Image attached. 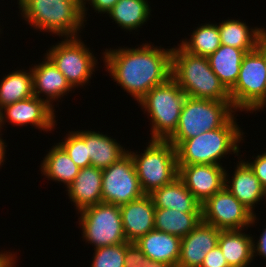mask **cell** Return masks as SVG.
Masks as SVG:
<instances>
[{"label":"cell","instance_id":"cell-2","mask_svg":"<svg viewBox=\"0 0 266 267\" xmlns=\"http://www.w3.org/2000/svg\"><path fill=\"white\" fill-rule=\"evenodd\" d=\"M171 77L186 96L231 101L229 91L211 69L207 57L192 55L179 44L172 50Z\"/></svg>","mask_w":266,"mask_h":267},{"label":"cell","instance_id":"cell-11","mask_svg":"<svg viewBox=\"0 0 266 267\" xmlns=\"http://www.w3.org/2000/svg\"><path fill=\"white\" fill-rule=\"evenodd\" d=\"M202 221L220 230L248 229L257 217L225 186L201 205Z\"/></svg>","mask_w":266,"mask_h":267},{"label":"cell","instance_id":"cell-25","mask_svg":"<svg viewBox=\"0 0 266 267\" xmlns=\"http://www.w3.org/2000/svg\"><path fill=\"white\" fill-rule=\"evenodd\" d=\"M222 45L238 49H256L266 35L265 28H249L241 20L228 19L218 25Z\"/></svg>","mask_w":266,"mask_h":267},{"label":"cell","instance_id":"cell-32","mask_svg":"<svg viewBox=\"0 0 266 267\" xmlns=\"http://www.w3.org/2000/svg\"><path fill=\"white\" fill-rule=\"evenodd\" d=\"M94 249L91 267H124L125 243Z\"/></svg>","mask_w":266,"mask_h":267},{"label":"cell","instance_id":"cell-34","mask_svg":"<svg viewBox=\"0 0 266 267\" xmlns=\"http://www.w3.org/2000/svg\"><path fill=\"white\" fill-rule=\"evenodd\" d=\"M261 186L266 190V152L257 155L255 160L248 162Z\"/></svg>","mask_w":266,"mask_h":267},{"label":"cell","instance_id":"cell-19","mask_svg":"<svg viewBox=\"0 0 266 267\" xmlns=\"http://www.w3.org/2000/svg\"><path fill=\"white\" fill-rule=\"evenodd\" d=\"M66 191L78 212L88 206L101 203L102 169L93 166L81 168Z\"/></svg>","mask_w":266,"mask_h":267},{"label":"cell","instance_id":"cell-6","mask_svg":"<svg viewBox=\"0 0 266 267\" xmlns=\"http://www.w3.org/2000/svg\"><path fill=\"white\" fill-rule=\"evenodd\" d=\"M229 95L237 111L253 112L266 107L265 36L255 50L244 55L238 79Z\"/></svg>","mask_w":266,"mask_h":267},{"label":"cell","instance_id":"cell-10","mask_svg":"<svg viewBox=\"0 0 266 267\" xmlns=\"http://www.w3.org/2000/svg\"><path fill=\"white\" fill-rule=\"evenodd\" d=\"M74 88L88 83L97 65L96 57L78 37H65L46 55Z\"/></svg>","mask_w":266,"mask_h":267},{"label":"cell","instance_id":"cell-24","mask_svg":"<svg viewBox=\"0 0 266 267\" xmlns=\"http://www.w3.org/2000/svg\"><path fill=\"white\" fill-rule=\"evenodd\" d=\"M85 143L91 159V166L102 170L116 163L128 153L115 139L99 131L85 130Z\"/></svg>","mask_w":266,"mask_h":267},{"label":"cell","instance_id":"cell-4","mask_svg":"<svg viewBox=\"0 0 266 267\" xmlns=\"http://www.w3.org/2000/svg\"><path fill=\"white\" fill-rule=\"evenodd\" d=\"M234 115L220 128L184 140L177 148L178 165L214 164L230 152L239 154L243 137Z\"/></svg>","mask_w":266,"mask_h":267},{"label":"cell","instance_id":"cell-17","mask_svg":"<svg viewBox=\"0 0 266 267\" xmlns=\"http://www.w3.org/2000/svg\"><path fill=\"white\" fill-rule=\"evenodd\" d=\"M42 63L31 68L34 96L43 99L53 108V100L63 97L74 89L54 63L46 56ZM43 93L46 98L40 95Z\"/></svg>","mask_w":266,"mask_h":267},{"label":"cell","instance_id":"cell-1","mask_svg":"<svg viewBox=\"0 0 266 267\" xmlns=\"http://www.w3.org/2000/svg\"><path fill=\"white\" fill-rule=\"evenodd\" d=\"M172 50L143 43L132 49H106L103 58L112 78L139 102L153 87L171 77Z\"/></svg>","mask_w":266,"mask_h":267},{"label":"cell","instance_id":"cell-16","mask_svg":"<svg viewBox=\"0 0 266 267\" xmlns=\"http://www.w3.org/2000/svg\"><path fill=\"white\" fill-rule=\"evenodd\" d=\"M120 207L123 230L127 242H136L155 229V206L150 195L123 204Z\"/></svg>","mask_w":266,"mask_h":267},{"label":"cell","instance_id":"cell-38","mask_svg":"<svg viewBox=\"0 0 266 267\" xmlns=\"http://www.w3.org/2000/svg\"><path fill=\"white\" fill-rule=\"evenodd\" d=\"M15 258H17L15 254L10 252H0V267H15Z\"/></svg>","mask_w":266,"mask_h":267},{"label":"cell","instance_id":"cell-39","mask_svg":"<svg viewBox=\"0 0 266 267\" xmlns=\"http://www.w3.org/2000/svg\"><path fill=\"white\" fill-rule=\"evenodd\" d=\"M0 132H1V130H0ZM6 147H7V145H5L4 140L0 137V166L2 165V163L4 164V161H5V153H6L5 149H6Z\"/></svg>","mask_w":266,"mask_h":267},{"label":"cell","instance_id":"cell-3","mask_svg":"<svg viewBox=\"0 0 266 267\" xmlns=\"http://www.w3.org/2000/svg\"><path fill=\"white\" fill-rule=\"evenodd\" d=\"M24 19L37 30L78 37L84 26L83 0H18Z\"/></svg>","mask_w":266,"mask_h":267},{"label":"cell","instance_id":"cell-9","mask_svg":"<svg viewBox=\"0 0 266 267\" xmlns=\"http://www.w3.org/2000/svg\"><path fill=\"white\" fill-rule=\"evenodd\" d=\"M79 213L82 237L95 248L127 242L118 205L101 202Z\"/></svg>","mask_w":266,"mask_h":267},{"label":"cell","instance_id":"cell-8","mask_svg":"<svg viewBox=\"0 0 266 267\" xmlns=\"http://www.w3.org/2000/svg\"><path fill=\"white\" fill-rule=\"evenodd\" d=\"M148 144L141 154L127 150L133 158L141 189L146 195L178 177L176 148L168 140H150Z\"/></svg>","mask_w":266,"mask_h":267},{"label":"cell","instance_id":"cell-37","mask_svg":"<svg viewBox=\"0 0 266 267\" xmlns=\"http://www.w3.org/2000/svg\"><path fill=\"white\" fill-rule=\"evenodd\" d=\"M253 243V257L259 256L264 257L266 259V228H264L261 236L259 237V240L257 242H252ZM257 245H256V244ZM257 252V253H256Z\"/></svg>","mask_w":266,"mask_h":267},{"label":"cell","instance_id":"cell-29","mask_svg":"<svg viewBox=\"0 0 266 267\" xmlns=\"http://www.w3.org/2000/svg\"><path fill=\"white\" fill-rule=\"evenodd\" d=\"M34 95L31 68L17 70L3 77L0 83V108Z\"/></svg>","mask_w":266,"mask_h":267},{"label":"cell","instance_id":"cell-28","mask_svg":"<svg viewBox=\"0 0 266 267\" xmlns=\"http://www.w3.org/2000/svg\"><path fill=\"white\" fill-rule=\"evenodd\" d=\"M150 8L147 0H119L107 14L119 27L131 32L147 22Z\"/></svg>","mask_w":266,"mask_h":267},{"label":"cell","instance_id":"cell-5","mask_svg":"<svg viewBox=\"0 0 266 267\" xmlns=\"http://www.w3.org/2000/svg\"><path fill=\"white\" fill-rule=\"evenodd\" d=\"M235 112L231 101L186 96L177 129L168 141L177 148L186 139L222 127Z\"/></svg>","mask_w":266,"mask_h":267},{"label":"cell","instance_id":"cell-23","mask_svg":"<svg viewBox=\"0 0 266 267\" xmlns=\"http://www.w3.org/2000/svg\"><path fill=\"white\" fill-rule=\"evenodd\" d=\"M253 50L255 49H238L221 44L207 57L211 69L228 91L236 84L244 55Z\"/></svg>","mask_w":266,"mask_h":267},{"label":"cell","instance_id":"cell-20","mask_svg":"<svg viewBox=\"0 0 266 267\" xmlns=\"http://www.w3.org/2000/svg\"><path fill=\"white\" fill-rule=\"evenodd\" d=\"M135 243L151 260L177 266L181 248L180 237L153 229Z\"/></svg>","mask_w":266,"mask_h":267},{"label":"cell","instance_id":"cell-12","mask_svg":"<svg viewBox=\"0 0 266 267\" xmlns=\"http://www.w3.org/2000/svg\"><path fill=\"white\" fill-rule=\"evenodd\" d=\"M144 195L129 153L102 170V202L121 206Z\"/></svg>","mask_w":266,"mask_h":267},{"label":"cell","instance_id":"cell-21","mask_svg":"<svg viewBox=\"0 0 266 267\" xmlns=\"http://www.w3.org/2000/svg\"><path fill=\"white\" fill-rule=\"evenodd\" d=\"M149 195L155 208L175 209L184 213H201V203L179 177Z\"/></svg>","mask_w":266,"mask_h":267},{"label":"cell","instance_id":"cell-40","mask_svg":"<svg viewBox=\"0 0 266 267\" xmlns=\"http://www.w3.org/2000/svg\"><path fill=\"white\" fill-rule=\"evenodd\" d=\"M265 64H266V35H265Z\"/></svg>","mask_w":266,"mask_h":267},{"label":"cell","instance_id":"cell-13","mask_svg":"<svg viewBox=\"0 0 266 267\" xmlns=\"http://www.w3.org/2000/svg\"><path fill=\"white\" fill-rule=\"evenodd\" d=\"M6 119L13 125L31 124L41 131H51L56 125L54 108L34 95L1 108L0 130Z\"/></svg>","mask_w":266,"mask_h":267},{"label":"cell","instance_id":"cell-35","mask_svg":"<svg viewBox=\"0 0 266 267\" xmlns=\"http://www.w3.org/2000/svg\"><path fill=\"white\" fill-rule=\"evenodd\" d=\"M200 267H229L226 258L223 256L219 246L217 245L209 251Z\"/></svg>","mask_w":266,"mask_h":267},{"label":"cell","instance_id":"cell-7","mask_svg":"<svg viewBox=\"0 0 266 267\" xmlns=\"http://www.w3.org/2000/svg\"><path fill=\"white\" fill-rule=\"evenodd\" d=\"M185 99L186 94L170 77L138 102L151 118V140H168L174 134Z\"/></svg>","mask_w":266,"mask_h":267},{"label":"cell","instance_id":"cell-27","mask_svg":"<svg viewBox=\"0 0 266 267\" xmlns=\"http://www.w3.org/2000/svg\"><path fill=\"white\" fill-rule=\"evenodd\" d=\"M202 220L201 213H184L175 209H155L156 230L183 238Z\"/></svg>","mask_w":266,"mask_h":267},{"label":"cell","instance_id":"cell-22","mask_svg":"<svg viewBox=\"0 0 266 267\" xmlns=\"http://www.w3.org/2000/svg\"><path fill=\"white\" fill-rule=\"evenodd\" d=\"M242 229L221 230L218 246L229 267H248L253 257V236Z\"/></svg>","mask_w":266,"mask_h":267},{"label":"cell","instance_id":"cell-14","mask_svg":"<svg viewBox=\"0 0 266 267\" xmlns=\"http://www.w3.org/2000/svg\"><path fill=\"white\" fill-rule=\"evenodd\" d=\"M178 177L201 205L224 187L225 169L222 165H178Z\"/></svg>","mask_w":266,"mask_h":267},{"label":"cell","instance_id":"cell-30","mask_svg":"<svg viewBox=\"0 0 266 267\" xmlns=\"http://www.w3.org/2000/svg\"><path fill=\"white\" fill-rule=\"evenodd\" d=\"M221 45L217 24L206 23L193 31L189 40L182 39L180 46L188 53L208 57Z\"/></svg>","mask_w":266,"mask_h":267},{"label":"cell","instance_id":"cell-18","mask_svg":"<svg viewBox=\"0 0 266 267\" xmlns=\"http://www.w3.org/2000/svg\"><path fill=\"white\" fill-rule=\"evenodd\" d=\"M233 173V177L229 179L225 170L224 186L254 214L255 204L266 197V190L246 161H238Z\"/></svg>","mask_w":266,"mask_h":267},{"label":"cell","instance_id":"cell-33","mask_svg":"<svg viewBox=\"0 0 266 267\" xmlns=\"http://www.w3.org/2000/svg\"><path fill=\"white\" fill-rule=\"evenodd\" d=\"M124 267H177L146 257L135 242L125 243Z\"/></svg>","mask_w":266,"mask_h":267},{"label":"cell","instance_id":"cell-31","mask_svg":"<svg viewBox=\"0 0 266 267\" xmlns=\"http://www.w3.org/2000/svg\"><path fill=\"white\" fill-rule=\"evenodd\" d=\"M58 144L79 168L91 166V159L85 143V131H71L64 141Z\"/></svg>","mask_w":266,"mask_h":267},{"label":"cell","instance_id":"cell-36","mask_svg":"<svg viewBox=\"0 0 266 267\" xmlns=\"http://www.w3.org/2000/svg\"><path fill=\"white\" fill-rule=\"evenodd\" d=\"M89 2L90 5L94 8L95 12L98 11L101 14L108 13L119 0H83V7H82V14L83 19L86 22V15H87V8H86V2ZM86 12V14H85Z\"/></svg>","mask_w":266,"mask_h":267},{"label":"cell","instance_id":"cell-26","mask_svg":"<svg viewBox=\"0 0 266 267\" xmlns=\"http://www.w3.org/2000/svg\"><path fill=\"white\" fill-rule=\"evenodd\" d=\"M51 148L40 165L41 173L46 175L45 177L64 183L68 187L74 181L81 168L72 161L58 143Z\"/></svg>","mask_w":266,"mask_h":267},{"label":"cell","instance_id":"cell-15","mask_svg":"<svg viewBox=\"0 0 266 267\" xmlns=\"http://www.w3.org/2000/svg\"><path fill=\"white\" fill-rule=\"evenodd\" d=\"M220 229L201 222L181 238L177 267H200L205 255L218 245Z\"/></svg>","mask_w":266,"mask_h":267}]
</instances>
